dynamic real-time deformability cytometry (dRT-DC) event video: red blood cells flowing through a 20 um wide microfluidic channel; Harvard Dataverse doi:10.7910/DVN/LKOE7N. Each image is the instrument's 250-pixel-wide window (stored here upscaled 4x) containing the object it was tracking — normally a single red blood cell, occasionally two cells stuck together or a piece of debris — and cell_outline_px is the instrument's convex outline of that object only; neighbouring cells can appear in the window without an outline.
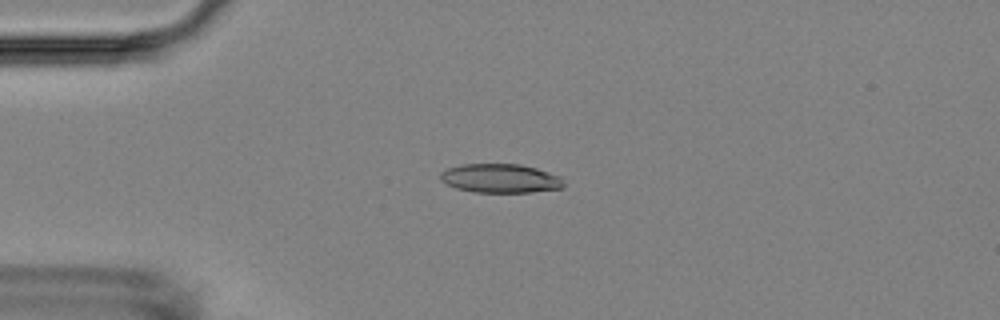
{"species": "Egyptian fruit bat (a non-hibernating species)", "species_latin": "Rousettus aegyptiacus", "temperature_condition": "room temperature", "stored_images_in_passage": 5, "camera_frame_rate_fps": 3000, "um_per_image_px": 0.085, "animal": {"sex": "female"}, "frame": {"image": 1, "passage_image": 4, "time_ms": 4.333, "image_size_px": [1000, 320], "cell_outline_px": [[564, 188], [532, 192], [476, 192], [456, 188], [440, 180], [440, 172], [448, 168], [460, 164], [520, 164], [536, 168], [560, 176], [564, 184]], "centroid_in_image_um": [42.53, 15.16], "position_along_channel_um": 42.5, "area_um2": 20.81}}